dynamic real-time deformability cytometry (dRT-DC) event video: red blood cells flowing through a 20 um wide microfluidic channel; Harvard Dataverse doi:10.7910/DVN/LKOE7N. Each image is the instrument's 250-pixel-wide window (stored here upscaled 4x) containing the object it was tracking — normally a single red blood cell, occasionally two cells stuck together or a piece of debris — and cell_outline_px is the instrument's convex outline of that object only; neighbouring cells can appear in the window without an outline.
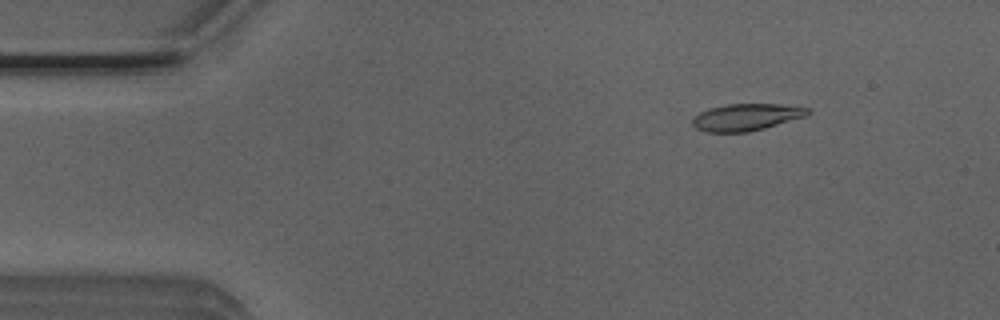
{"species": "Egyptian fruit bat (a non-hibernating species)", "species_latin": "Rousettus aegyptiacus", "temperature_condition": "room temperature", "stored_images_in_passage": 52, "camera_frame_rate_fps": 3000, "um_per_image_px": 0.085, "animal": {"sex": "male"}, "frame": {"image": 1, "passage_image": 7, "time_ms": 2.0, "image_size_px": [1000, 320], "cell_outline_px": [[812, 112], [808, 116], [764, 128], [748, 132], [704, 132], [696, 128], [692, 124], [692, 116], [708, 108], [728, 104], [780, 104], [812, 108]], "centroid_in_image_um": [63.46, 9.95], "position_along_channel_um": 21.5, "area_um2": 18.38}}
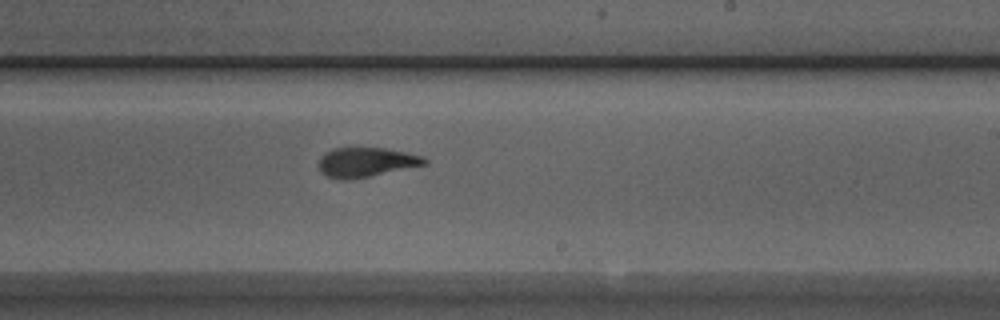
{"frame": {"image": 2, "passage_image": 31, "time_ms": 10.0, "image_size_px": [1000, 320], "cell_outline_px": [[428, 164], [348, 180], [340, 180], [328, 176], [320, 172], [320, 156], [324, 152], [332, 148], [384, 148], [404, 152], [420, 156], [428, 160]], "centroid_in_image_um": [31.08, 13.78], "position_along_channel_um": 257.9, "area_um2": 17.98}}
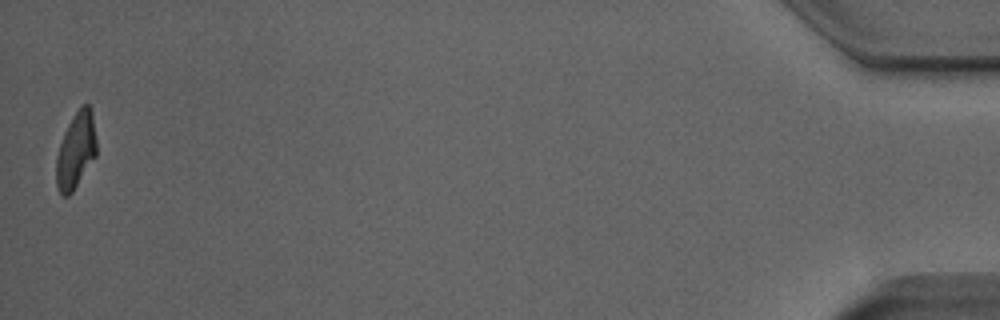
{"frame": {"image": 3, "passage_image": 52, "time_ms": 17.0, "image_size_px": [1000, 320], "cell_outline_px": [[96, 156], [72, 192], [68, 196], [64, 196], [56, 188], [56, 156], [64, 132], [68, 124], [80, 104], [88, 104], [92, 108], [96, 140]], "centroid_in_image_um": [6.45, 12.76], "position_along_channel_um": 428.7, "area_um2": 17.98}, "authors_computed_cell_mechanics": {"area_um2": 18.5538, "velocity_mm_per_s": 3.8953, "shape_relaxation_time_tau1_ms": 3.6775, "shape_relaxation_time_tau2_ms": 1.722, "deformation_change_tau1": 0.1741, "deformation_change_tau2": 0.0721}}